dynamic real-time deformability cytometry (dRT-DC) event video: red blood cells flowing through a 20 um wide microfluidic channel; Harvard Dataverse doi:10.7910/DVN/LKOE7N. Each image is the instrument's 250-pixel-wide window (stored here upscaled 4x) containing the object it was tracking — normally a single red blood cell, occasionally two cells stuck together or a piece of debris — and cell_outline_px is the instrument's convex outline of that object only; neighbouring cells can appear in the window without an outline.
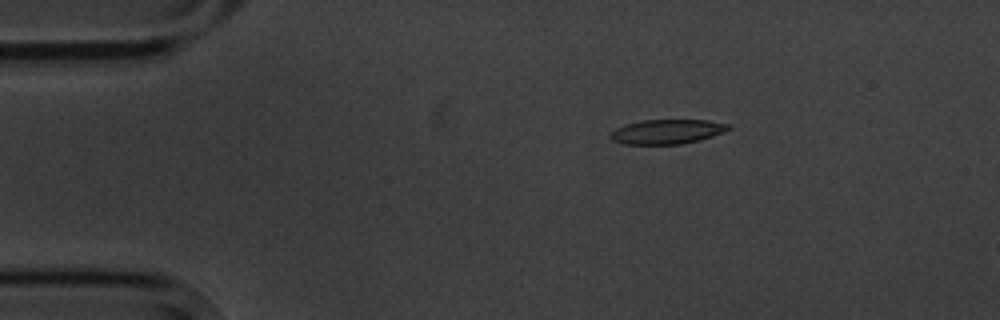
{"species": "common noctule bat (a hibernating species)", "species_latin": "Nyctalus noctula", "temperature_condition": "cold", "stored_images_in_passage": 4, "camera_frame_rate_fps": 3000, "um_per_image_px": 0.085, "animal": {"sex": "male", "body_mass_g": 20.1, "forearm_length_mm": 53.5}, "frame": {"image": 1, "passage_image": 3, "time_ms": 2.333, "image_size_px": [1000, 320], "cell_outline_px": [[732, 128], [712, 136], [700, 140], [680, 144], [624, 144], [612, 140], [608, 136], [616, 128], [624, 124], [644, 120], [708, 120], [732, 124]], "centroid_in_image_um": [56.71, 11.18], "position_along_channel_um": 28.3, "area_um2": 16.94}}